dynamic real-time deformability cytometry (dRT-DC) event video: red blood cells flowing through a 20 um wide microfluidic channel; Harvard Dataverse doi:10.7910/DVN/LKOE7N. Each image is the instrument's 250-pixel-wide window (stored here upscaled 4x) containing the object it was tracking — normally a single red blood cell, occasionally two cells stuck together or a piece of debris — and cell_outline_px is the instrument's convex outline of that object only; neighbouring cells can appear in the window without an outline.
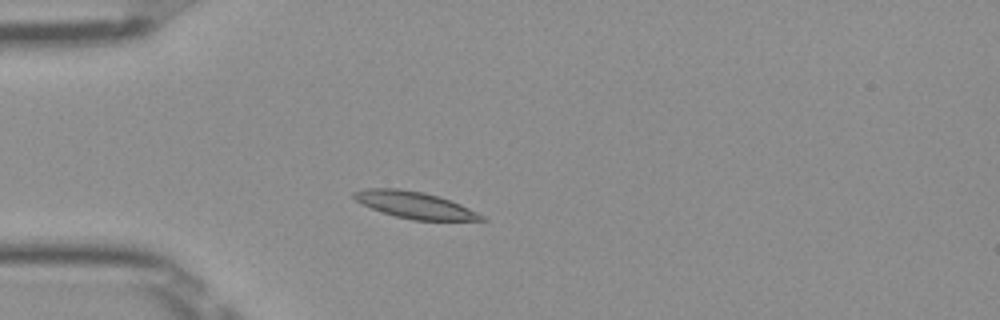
{"species": "Egyptian fruit bat (a non-hibernating species)", "species_latin": "Rousettus aegyptiacus", "temperature_condition": "room temperature", "stored_images_in_passage": 38, "camera_frame_rate_fps": 3000, "um_per_image_px": 0.085, "frame": {"image": 1, "passage_image": 1, "time_ms": 0.0, "image_size_px": [1000, 320], "cell_outline_px": [[488, 220], [412, 220], [396, 216], [372, 208], [356, 200], [352, 196], [352, 192], [368, 188], [396, 188], [424, 192], [460, 204], [484, 216]], "centroid_in_image_um": [35.24, 17.42], "position_along_channel_um": 49.8, "area_um2": 19.42}}
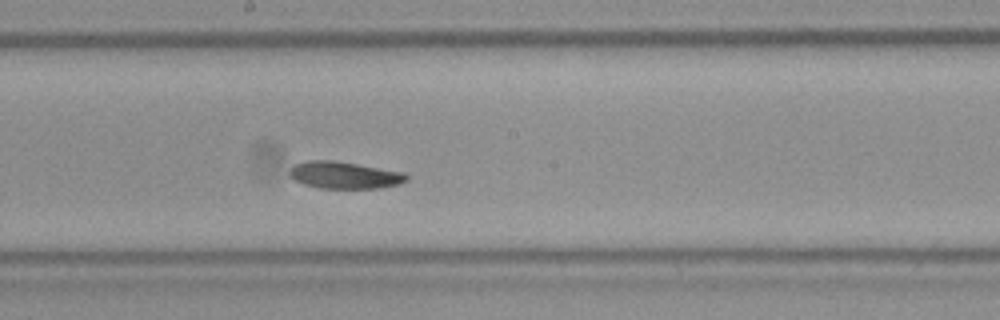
{"frame": {"image": 2, "passage_image": 15, "time_ms": 4.667, "image_size_px": [1000, 320], "cell_outline_px": [[408, 180], [400, 184], [380, 188], [320, 188], [304, 184], [296, 180], [288, 172], [296, 164], [308, 160], [336, 160], [404, 172], [408, 176]], "centroid_in_image_um": [29.33, 14.88], "position_along_channel_um": 218.9, "area_um2": 18.38}}
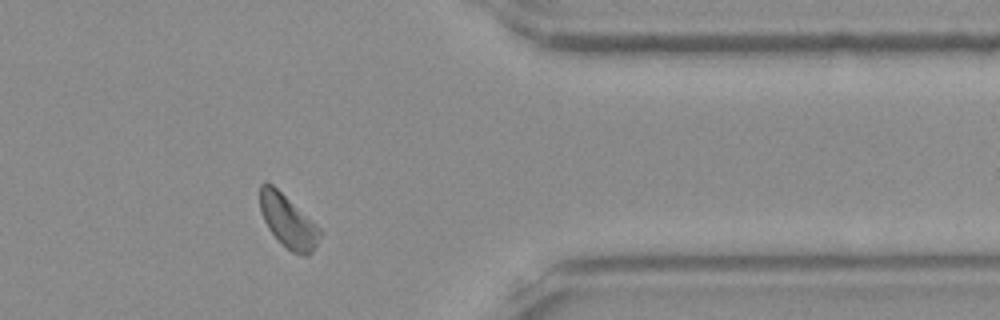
{"frame": {"image": 3, "passage_image": 29, "time_ms": 9.333, "image_size_px": [1000, 320], "cell_outline_px": [[320, 236], [312, 252], [308, 256], [304, 256], [292, 252], [268, 228], [260, 212], [260, 184], [264, 180], [272, 184], [316, 224], [320, 228]], "centroid_in_image_um": [24.46, 18.78], "position_along_channel_um": 386.9, "area_um2": 18.03}, "authors_computed_cell_mechanics": {"area_um2": 18.7272, "velocity_mm_per_s": 3.9359, "shape_relaxation_time_tau1_ms": 3.2756, "shape_relaxation_time_tau2_ms": 2.2997, "deformation_change_tau1": 0.1, "deformation_change_tau2": 0.0633}}